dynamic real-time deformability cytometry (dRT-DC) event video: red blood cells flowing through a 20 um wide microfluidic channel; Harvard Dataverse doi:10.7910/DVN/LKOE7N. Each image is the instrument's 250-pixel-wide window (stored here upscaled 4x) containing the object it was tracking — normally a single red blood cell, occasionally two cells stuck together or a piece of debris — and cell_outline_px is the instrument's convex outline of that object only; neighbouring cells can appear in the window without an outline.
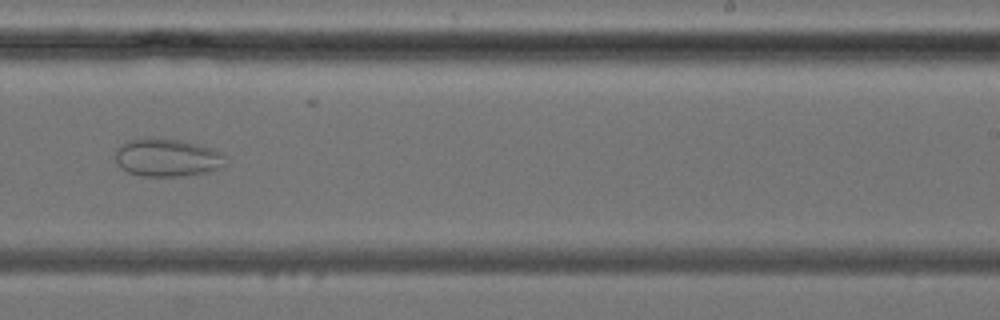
{"species": "common noctule bat (a hibernating species)", "species_latin": "Nyctalus noctula", "temperature_condition": "cold", "stored_images_in_passage": 35, "camera_frame_rate_fps": 3000, "um_per_image_px": 0.085, "animal": {"sex": "female", "body_mass_g": 24.6, "forearm_length_mm": 56.2}, "frame": {"image": 1, "passage_image": 21, "time_ms": 6.667, "image_size_px": [1000, 320], "cell_outline_px": [[228, 160], [224, 168], [212, 172], [180, 176], [140, 176], [128, 172], [116, 164], [116, 148], [120, 144], [128, 140], [160, 136], [180, 140], [212, 148], [220, 152]], "centroid_in_image_um": [14.24, 13.39], "position_along_channel_um": 274.8, "area_um2": 24.97}}
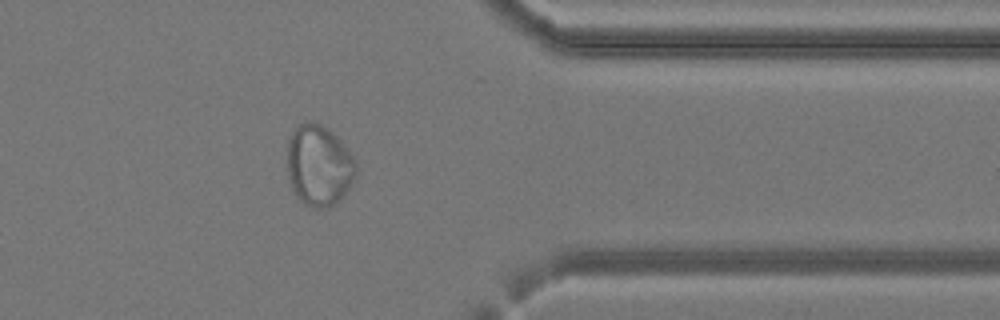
{"frame": {"image": 2, "passage_image": 28, "time_ms": 9.0, "image_size_px": [1000, 320], "cell_outline_px": [[356, 176], [352, 184], [344, 196], [340, 200], [328, 208], [316, 208], [304, 204], [296, 196], [288, 180], [288, 140], [292, 132], [300, 124], [308, 120], [316, 120], [328, 128], [340, 140], [352, 156], [356, 164]], "centroid_in_image_um": [27.11, 14.06], "position_along_channel_um": 384.3, "area_um2": 32.77}}
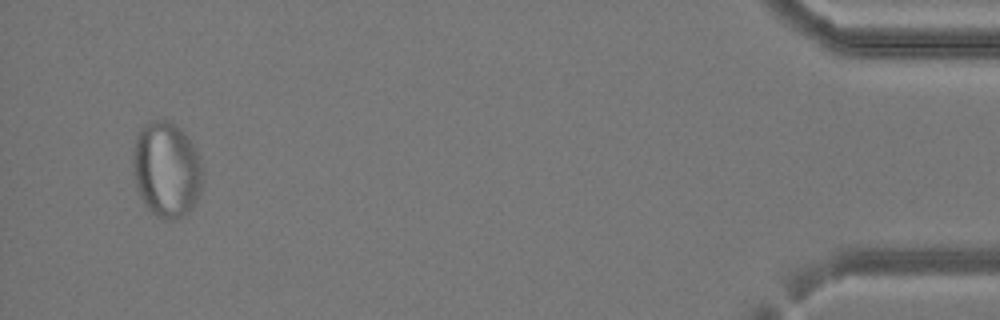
{"frame": {"image": 3, "passage_image": 34, "time_ms": 11.0, "image_size_px": [1000, 320], "cell_outline_px": [[204, 180], [200, 192], [192, 208], [188, 212], [172, 220], [164, 220], [156, 216], [144, 204], [140, 196], [132, 172], [132, 156], [136, 136], [140, 128], [144, 124], [152, 120], [168, 120], [176, 124], [184, 132], [196, 148], [204, 168]], "centroid_in_image_um": [14.17, 14.39], "position_along_channel_um": 421.0, "area_um2": 39.59}}